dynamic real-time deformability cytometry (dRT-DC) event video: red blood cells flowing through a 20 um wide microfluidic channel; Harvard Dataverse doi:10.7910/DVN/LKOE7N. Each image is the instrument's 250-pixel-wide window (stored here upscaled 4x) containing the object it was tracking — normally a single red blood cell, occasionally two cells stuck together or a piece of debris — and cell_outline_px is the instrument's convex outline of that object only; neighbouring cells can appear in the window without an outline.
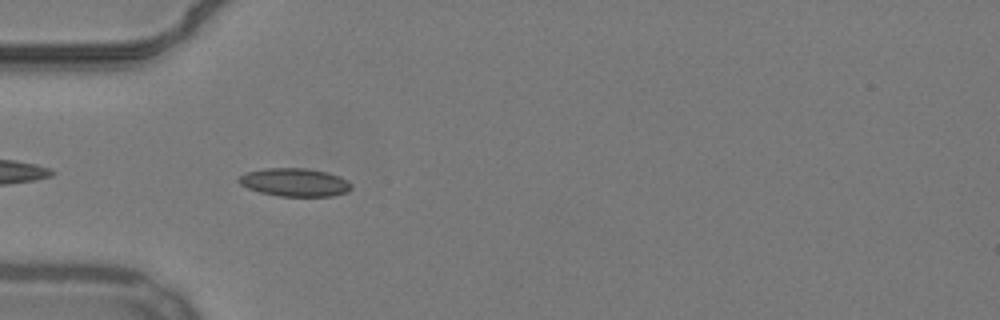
{"species": "common noctule bat (a hibernating species)", "species_latin": "Nyctalus noctula", "temperature_condition": "warm", "stored_images_in_passage": 40, "camera_frame_rate_fps": 3000, "um_per_image_px": 0.085, "animal": {"sex": "male", "body_mass_g": 19.2, "forearm_length_mm": 51.8}, "frame": {"image": 1, "passage_image": 3, "time_ms": 0.667, "image_size_px": [1000, 320], "cell_outline_px": [[352, 188], [348, 192], [332, 196], [280, 196], [260, 192], [248, 188], [240, 184], [236, 180], [240, 176], [248, 172], [264, 168], [304, 168], [328, 172], [340, 176], [348, 180], [352, 184]], "centroid_in_image_um": [25.09, 15.49], "position_along_channel_um": 59.9, "area_um2": 18.55}}
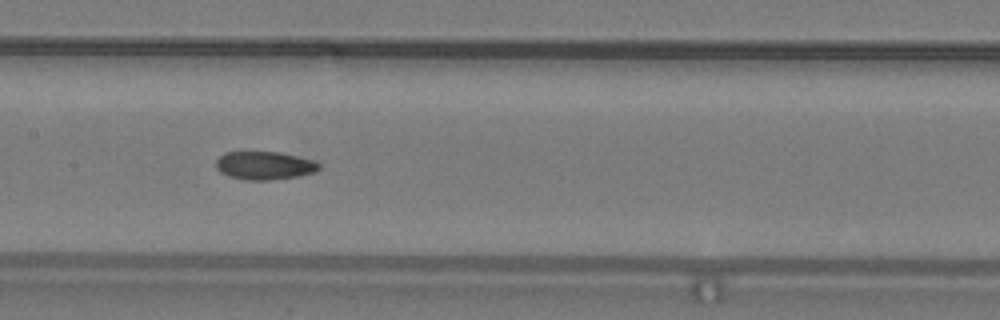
{"frame": {"image": 2, "passage_image": 13, "time_ms": 4.0, "image_size_px": [1000, 320], "cell_outline_px": [[320, 168], [312, 172], [296, 176], [268, 180], [244, 180], [228, 176], [220, 172], [216, 168], [216, 160], [224, 152], [280, 152], [312, 160], [320, 164]], "centroid_in_image_um": [22.42, 14.07], "position_along_channel_um": 185.0, "area_um2": 16.76}}
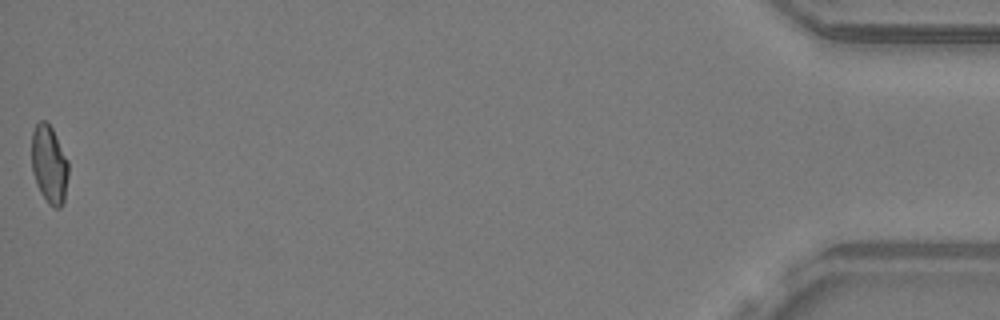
{"frame": {"image": 3, "passage_image": 40, "time_ms": 13.0, "image_size_px": [1000, 320], "cell_outline_px": [[68, 176], [64, 200], [60, 208], [56, 208], [48, 204], [40, 192], [36, 184], [32, 172], [32, 132], [36, 124], [40, 120], [44, 120], [52, 128], [68, 160]], "centroid_in_image_um": [4.18, 13.99], "position_along_channel_um": 431.0, "area_um2": 16.76}, "authors_computed_cell_mechanics": {"area_um2": 16.9932, "velocity_mm_per_s": 3.8376, "shape_relaxation_time_tau1_ms": 6.434, "shape_relaxation_time_tau2_ms": 3.0662, "deformation_change_tau1": 0.1433, "deformation_change_tau2": 0.0816}}